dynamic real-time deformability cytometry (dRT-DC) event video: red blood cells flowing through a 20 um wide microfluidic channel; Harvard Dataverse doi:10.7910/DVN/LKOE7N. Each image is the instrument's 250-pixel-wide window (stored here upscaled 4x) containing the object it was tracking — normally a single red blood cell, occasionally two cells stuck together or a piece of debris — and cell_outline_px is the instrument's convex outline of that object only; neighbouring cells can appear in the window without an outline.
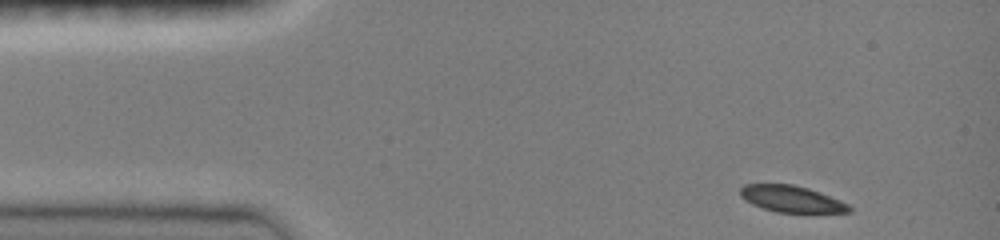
{"species": "common noctule bat (a hibernating species)", "species_latin": "Nyctalus noctula", "temperature_condition": "room temperature", "stored_images_in_passage": 41, "camera_frame_rate_fps": 3000, "um_per_image_px": 0.085, "animal": {"sex": "female", "body_mass_g": 19.0, "forearm_length_mm": 51.5}, "frame": {"image": 1, "passage_image": 1, "time_ms": 0.0, "image_size_px": [1000, 240], "cell_outline_px": [[852, 212], [776, 212], [752, 204], [744, 200], [740, 196], [740, 188], [744, 184], [792, 184], [808, 188], [820, 192], [840, 200], [848, 204], [852, 208]], "centroid_in_image_um": [67.26, 16.9], "position_along_channel_um": 17.7, "area_um2": 16.76}}
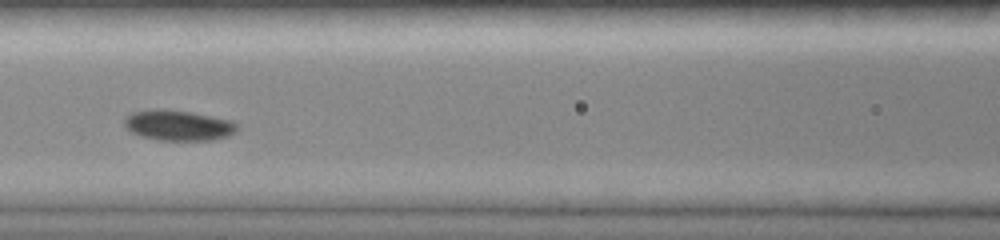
{"frame": {"image": 2, "passage_image": 17, "time_ms": 5.333, "image_size_px": [1000, 240], "cell_outline_px": [[240, 124], [236, 132], [228, 136], [212, 140], [160, 140], [140, 136], [132, 132], [124, 124], [124, 116], [132, 112], [152, 108], [160, 108], [192, 112], [232, 120]], "centroid_in_image_um": [15.17, 10.64], "position_along_channel_um": 151.4, "area_um2": 20.35}}
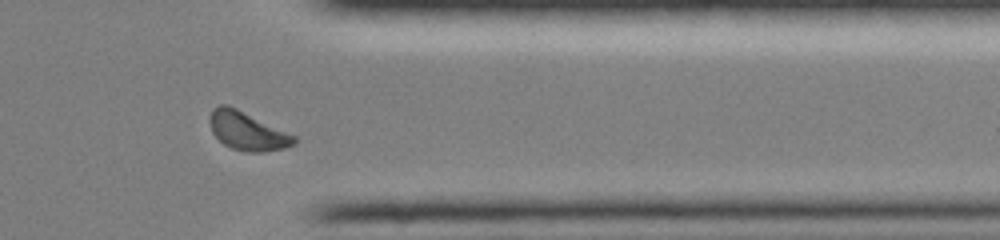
{"frame": {"image": 3, "passage_image": 35, "time_ms": 11.333, "image_size_px": [1000, 240], "cell_outline_px": [[300, 140], [296, 144], [284, 148], [264, 152], [248, 152], [232, 148], [224, 144], [212, 132], [208, 120], [208, 116], [212, 108], [220, 104], [228, 104], [296, 136]], "centroid_in_image_um": [21.02, 11.13], "position_along_channel_um": 390.4, "area_um2": 19.07}, "authors_computed_cell_mechanics": {"area_um2": 18.5538, "velocity_mm_per_s": 3.9864, "shape_relaxation_time_tau1_ms": 3.4943, "shape_relaxation_time_tau2_ms": null, "deformation_change_tau1": 0.0714, "deformation_change_tau2": null}}